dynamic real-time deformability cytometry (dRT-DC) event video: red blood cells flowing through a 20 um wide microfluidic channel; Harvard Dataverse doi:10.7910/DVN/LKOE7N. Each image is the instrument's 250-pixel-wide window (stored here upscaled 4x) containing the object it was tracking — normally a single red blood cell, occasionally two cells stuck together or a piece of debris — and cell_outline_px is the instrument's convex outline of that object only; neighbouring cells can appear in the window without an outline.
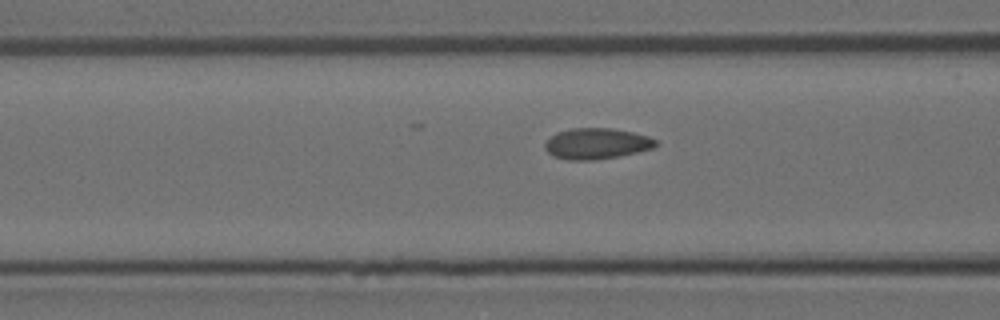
{"species": "Egyptian fruit bat (a non-hibernating species)", "species_latin": "Rousettus aegyptiacus", "temperature_condition": "room temperature", "stored_images_in_passage": 19, "camera_frame_rate_fps": 3000, "um_per_image_px": 0.085, "animal": {"sex": "female"}, "frame": {"image": 1, "passage_image": 14, "time_ms": 4.333, "image_size_px": [1000, 320], "cell_outline_px": [[660, 144], [652, 148], [636, 152], [616, 156], [592, 160], [568, 160], [552, 156], [544, 148], [544, 144], [556, 132], [572, 128], [612, 128], [632, 132], [648, 136], [656, 140]], "centroid_in_image_um": [50.69, 12.2], "position_along_channel_um": 115.9, "area_um2": 19.88}}